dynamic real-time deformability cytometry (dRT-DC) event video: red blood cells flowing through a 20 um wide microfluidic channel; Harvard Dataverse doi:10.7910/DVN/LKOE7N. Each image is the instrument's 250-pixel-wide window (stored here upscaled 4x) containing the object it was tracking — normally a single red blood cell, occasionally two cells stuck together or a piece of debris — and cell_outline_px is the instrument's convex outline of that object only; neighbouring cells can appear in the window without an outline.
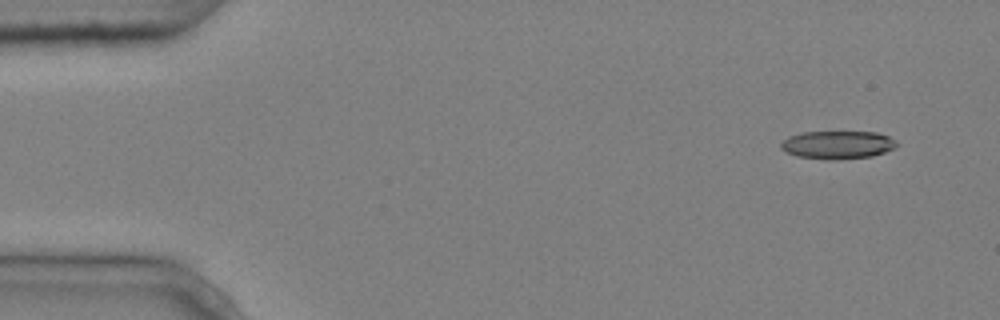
{"species": "common noctule bat (a hibernating species)", "species_latin": "Nyctalus noctula", "temperature_condition": "cold", "stored_images_in_passage": 6, "segment_of_instrument_passage": [2, 2], "camera_frame_rate_fps": 3000, "um_per_image_px": 0.085, "animal": {"sex": "male", "body_mass_g": 20.4}, "frame": {"image": 1, "passage_image": 6, "time_ms": 1.667, "image_size_px": [1000, 320], "cell_outline_px": [[896, 144], [892, 148], [884, 152], [872, 156], [836, 160], [828, 160], [796, 156], [784, 152], [780, 148], [780, 144], [788, 136], [800, 132], [876, 132], [888, 136], [896, 140]], "centroid_in_image_um": [71.13, 12.31], "position_along_channel_um": 13.9, "area_um2": 19.02}}